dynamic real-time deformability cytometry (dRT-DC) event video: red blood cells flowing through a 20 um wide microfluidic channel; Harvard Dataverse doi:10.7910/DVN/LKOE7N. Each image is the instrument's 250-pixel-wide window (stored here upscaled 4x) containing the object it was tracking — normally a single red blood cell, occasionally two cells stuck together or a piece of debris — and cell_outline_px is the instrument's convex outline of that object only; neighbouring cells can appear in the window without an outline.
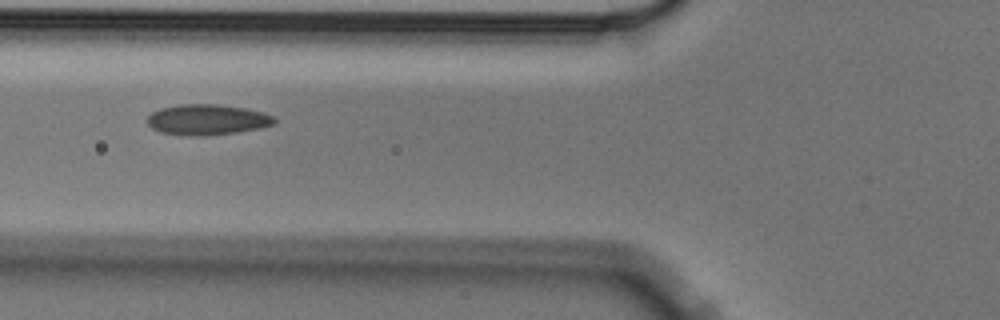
{"species": "Egyptian fruit bat (a non-hibernating species)", "species_latin": "Rousettus aegyptiacus", "temperature_condition": "cold", "stored_images_in_passage": 4, "camera_frame_rate_fps": 3000, "um_per_image_px": 0.085, "animal": {"sex": "male"}, "frame": {"image": 1, "passage_image": 3, "time_ms": 0.667, "image_size_px": [1000, 320], "cell_outline_px": [[276, 124], [260, 128], [236, 132], [208, 136], [180, 136], [160, 132], [152, 128], [148, 124], [148, 116], [152, 112], [160, 108], [180, 104], [216, 104], [244, 108], [264, 112], [276, 116]], "centroid_in_image_um": [17.63, 10.18], "position_along_channel_um": 108.2, "area_um2": 23.0}}
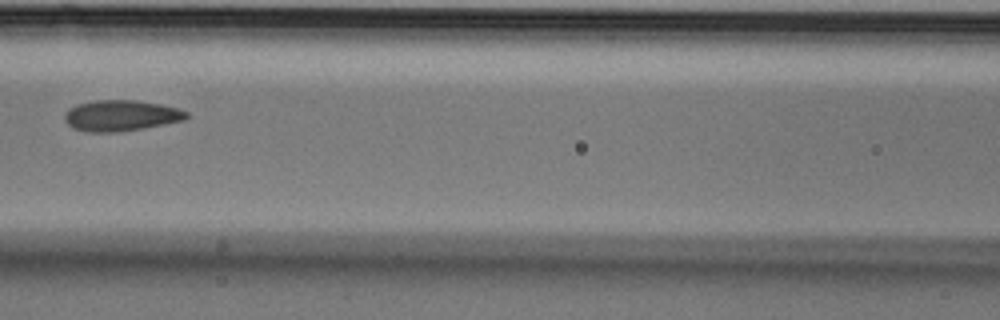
{"frame": {"image": 2, "passage_image": 4, "time_ms": 1.0, "image_size_px": [1000, 320], "cell_outline_px": [[188, 116], [184, 120], [144, 128], [120, 132], [84, 132], [72, 128], [64, 120], [64, 116], [68, 108], [76, 104], [96, 100], [136, 100], [160, 104], [180, 108], [188, 112]], "centroid_in_image_um": [10.26, 9.83], "position_along_channel_um": 156.3, "area_um2": 22.2}}